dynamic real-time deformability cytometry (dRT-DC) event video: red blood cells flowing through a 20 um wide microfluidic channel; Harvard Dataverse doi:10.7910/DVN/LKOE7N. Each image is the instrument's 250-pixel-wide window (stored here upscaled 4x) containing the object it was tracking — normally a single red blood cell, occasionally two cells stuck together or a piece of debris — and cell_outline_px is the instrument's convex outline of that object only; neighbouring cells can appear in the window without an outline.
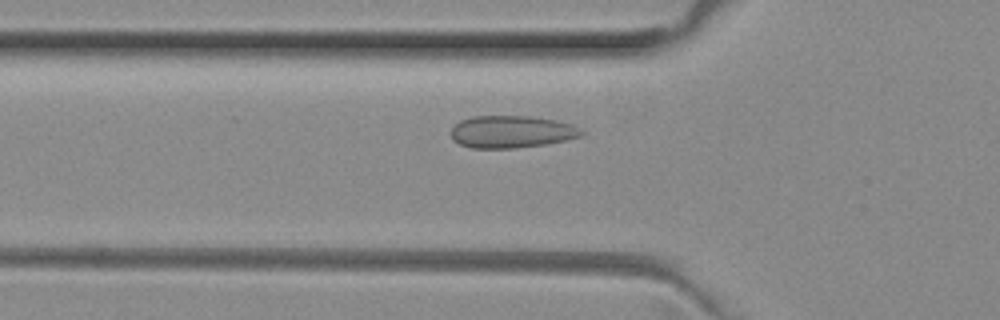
{"species": "common noctule bat (a hibernating species)", "species_latin": "Nyctalus noctula", "temperature_condition": "room temperature", "stored_images_in_passage": 43, "camera_frame_rate_fps": 3000, "um_per_image_px": 0.085, "animal": {"sex": "female", "body_mass_g": 29.2, "forearm_length_mm": 56.3}, "frame": {"image": 1, "passage_image": 14, "time_ms": 4.333, "image_size_px": [1000, 320], "cell_outline_px": [[584, 132], [580, 136], [564, 140], [544, 144], [516, 148], [472, 148], [460, 144], [452, 140], [452, 128], [460, 120], [472, 116], [532, 116], [556, 120], [572, 124], [580, 128]], "centroid_in_image_um": [43.47, 11.19], "position_along_channel_um": 82.3, "area_um2": 24.51}}
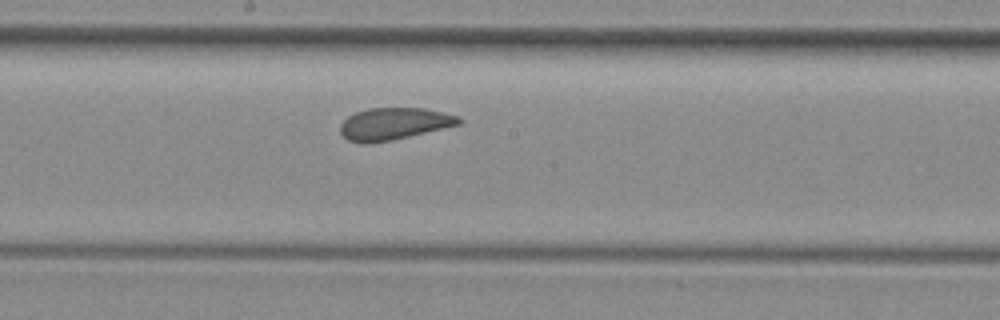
{"frame": {"image": 2, "passage_image": 24, "time_ms": 7.667, "image_size_px": [1000, 320], "cell_outline_px": [[464, 120], [460, 124], [392, 140], [364, 144], [360, 144], [348, 140], [340, 132], [340, 124], [348, 116], [356, 112], [368, 108], [424, 108], [460, 116]], "centroid_in_image_um": [33.48, 10.52], "position_along_channel_um": 214.7, "area_um2": 22.14}}
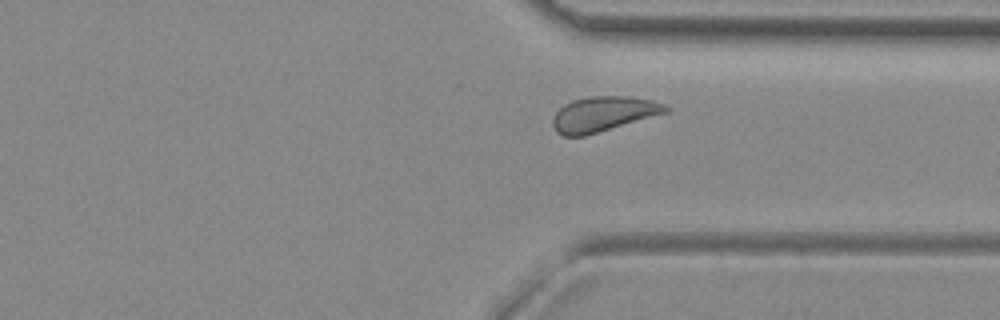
{"frame": {"image": 3, "passage_image": 35, "time_ms": 11.333, "image_size_px": [1000, 320], "cell_outline_px": [[672, 108], [668, 112], [584, 136], [564, 136], [556, 132], [552, 124], [552, 116], [564, 104], [572, 100], [592, 96], [628, 96], [652, 100], [664, 104]], "centroid_in_image_um": [51.27, 9.68], "position_along_channel_um": 360.1, "area_um2": 23.0}, "authors_computed_cell_mechanics": {"area_um2": 22.8888, "velocity_mm_per_s": 3.9633, "shape_relaxation_time_tau1_ms": 6.5264, "shape_relaxation_time_tau2_ms": 0.5937, "deformation_change_tau1": 0.0813, "deformation_change_tau2": 0.0315}}